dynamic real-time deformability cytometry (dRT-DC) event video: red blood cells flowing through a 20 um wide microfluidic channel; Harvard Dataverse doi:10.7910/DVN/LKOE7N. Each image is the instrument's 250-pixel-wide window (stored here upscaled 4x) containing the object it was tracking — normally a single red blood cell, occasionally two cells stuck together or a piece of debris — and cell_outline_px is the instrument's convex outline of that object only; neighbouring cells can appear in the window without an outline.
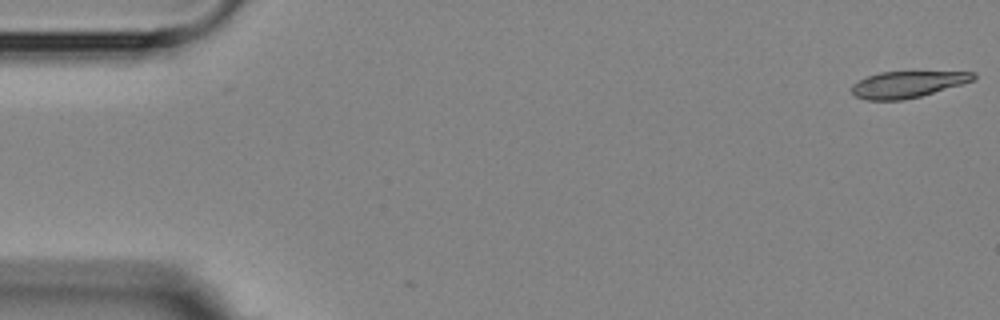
{"species": "Egyptian fruit bat (a non-hibernating species)", "species_latin": "Rousettus aegyptiacus", "temperature_condition": "room temperature", "stored_images_in_passage": 5, "segment_of_instrument_passage": [2, 2], "camera_frame_rate_fps": 3000, "um_per_image_px": 0.085, "animal": {"sex": "female"}, "frame": {"image": 1, "passage_image": 5, "time_ms": 5.333, "image_size_px": [1000, 320], "cell_outline_px": [[976, 76], [972, 80], [960, 84], [920, 96], [904, 100], [864, 100], [856, 96], [852, 92], [852, 84], [868, 76], [880, 72], [976, 72]], "centroid_in_image_um": [77.08, 7.18], "position_along_channel_um": 7.9, "area_um2": 18.38}}